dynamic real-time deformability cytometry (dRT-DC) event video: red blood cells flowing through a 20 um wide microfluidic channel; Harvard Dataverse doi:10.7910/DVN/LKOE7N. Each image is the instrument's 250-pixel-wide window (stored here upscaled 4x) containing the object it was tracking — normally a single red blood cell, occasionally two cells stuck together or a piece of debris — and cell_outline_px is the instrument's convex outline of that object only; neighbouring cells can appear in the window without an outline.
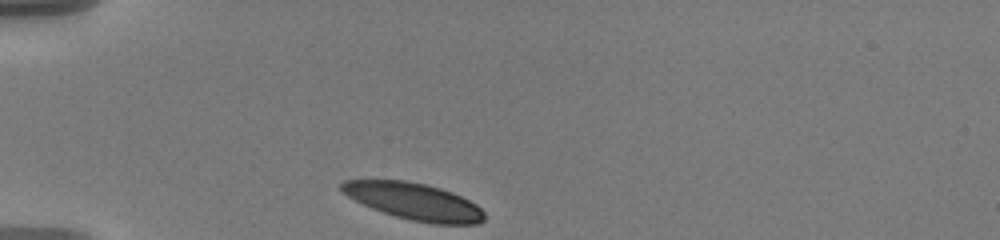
{"species": "human", "species_latin": "Homo sapiens", "temperature_condition": "warm", "stored_images_in_passage": 27, "camera_frame_rate_fps": 3000, "um_per_image_px": 0.085, "donor": {"sex": "male"}, "frame": {"image": 1, "passage_image": 1, "time_ms": 0.0, "image_size_px": [1000, 240], "cell_outline_px": [[484, 220], [480, 224], [432, 224], [412, 220], [396, 216], [372, 208], [340, 192], [340, 184], [344, 180], [404, 180], [424, 184], [440, 188], [452, 192], [476, 204], [484, 212]], "centroid_in_image_um": [35.2, 17.12], "position_along_channel_um": 49.8, "area_um2": 30.46}}
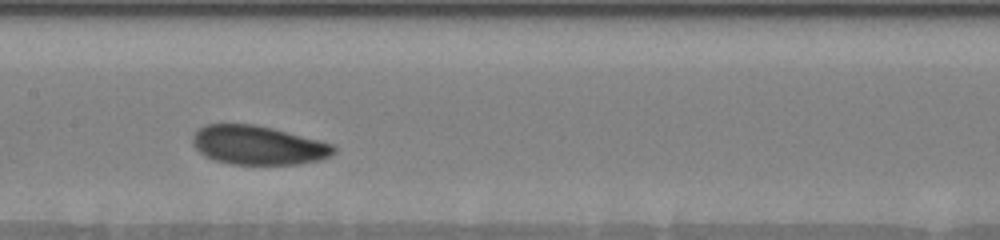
{"frame": {"image": 2, "passage_image": 12, "time_ms": 4.667, "image_size_px": [1000, 240], "cell_outline_px": [[336, 152], [320, 160], [296, 164], [232, 164], [216, 160], [204, 156], [196, 148], [192, 140], [192, 136], [204, 124], [256, 124], [272, 128], [332, 144], [336, 148]], "centroid_in_image_um": [21.92, 12.34], "position_along_channel_um": 185.5, "area_um2": 31.73}}
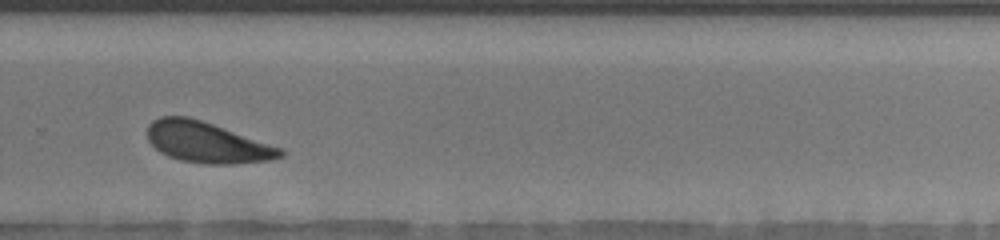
{"frame": {"image": 3, "passage_image": 22, "time_ms": 8.333, "image_size_px": [1000, 240], "cell_outline_px": [[284, 156], [272, 160], [232, 164], [200, 164], [180, 160], [168, 156], [160, 152], [148, 140], [148, 124], [152, 120], [160, 116], [188, 116], [284, 148]], "centroid_in_image_um": [17.61, 12.11], "position_along_channel_um": 312.2, "area_um2": 31.73}, "authors_computed_cell_mechanics": {"area_um2": 32.0212, "velocity_mm_per_s": 3.4655, "shape_relaxation_time_tau1_ms": 2.7155, "shape_relaxation_time_tau2_ms": 9.709, "deformation_change_tau1": 0.0978, "deformation_change_tau2": 0.196}}